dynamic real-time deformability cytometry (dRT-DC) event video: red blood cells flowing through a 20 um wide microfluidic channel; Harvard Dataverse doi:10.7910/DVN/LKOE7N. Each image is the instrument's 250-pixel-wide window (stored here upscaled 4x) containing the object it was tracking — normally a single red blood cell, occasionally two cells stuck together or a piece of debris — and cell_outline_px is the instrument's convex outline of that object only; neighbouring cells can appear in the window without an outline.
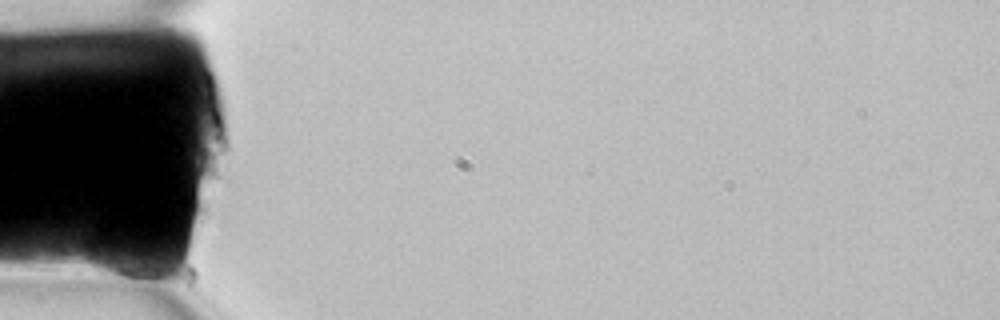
{"species": "common noctule bat (a hibernating species)", "species_latin": "Nyctalus noctula", "temperature_condition": "room temperature", "stored_images_in_passage": 3, "camera_frame_rate_fps": 3000, "um_per_image_px": 0.085, "animal": {"sex": "female", "body_mass_g": 22.7, "forearm_length_mm": 54.2}, "frame": {"image": 1, "passage_image": 1, "time_ms": 0.0, "image_size_px": [1000, 320], "cell_outline_px": [[160, 272], [156, 288], [152, 288], [92, 272], [88, 264], [88, 256], [92, 236], [96, 228], [156, 268]], "centroid_in_image_um": [10.17, 22.27], "position_along_channel_um": 74.8, "area_um2": 16.42}}